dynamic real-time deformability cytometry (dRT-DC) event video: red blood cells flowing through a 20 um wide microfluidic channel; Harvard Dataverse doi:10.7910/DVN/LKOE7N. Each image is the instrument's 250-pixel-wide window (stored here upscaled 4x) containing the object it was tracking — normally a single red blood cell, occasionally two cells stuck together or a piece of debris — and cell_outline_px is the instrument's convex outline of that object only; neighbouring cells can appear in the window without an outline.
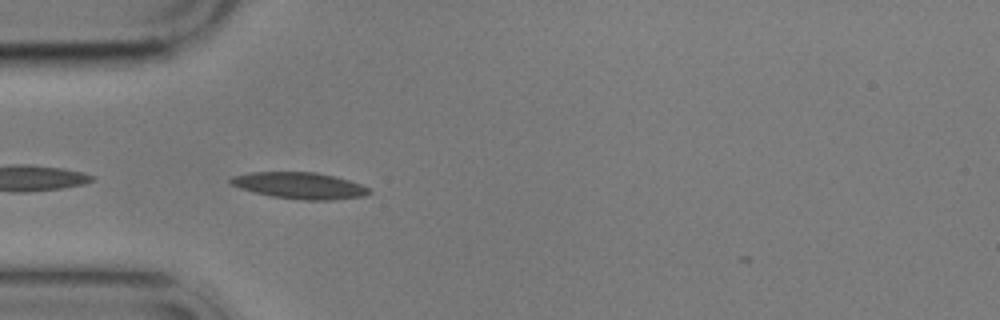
{"species": "common noctule bat (a hibernating species)", "species_latin": "Nyctalus noctula", "temperature_condition": "cold", "stored_images_in_passage": 5, "camera_frame_rate_fps": 3000, "um_per_image_px": 0.085, "animal": {"sex": "male", "body_mass_g": 17.9}, "frame": {"image": 1, "passage_image": 5, "time_ms": 4.667, "image_size_px": [1000, 320], "cell_outline_px": [[372, 192], [364, 196], [332, 200], [304, 200], [272, 196], [256, 192], [232, 184], [228, 180], [232, 176], [252, 172], [316, 172], [336, 176], [360, 184], [368, 188]], "centroid_in_image_um": [25.52, 15.77], "position_along_channel_um": 59.5, "area_um2": 21.1}}